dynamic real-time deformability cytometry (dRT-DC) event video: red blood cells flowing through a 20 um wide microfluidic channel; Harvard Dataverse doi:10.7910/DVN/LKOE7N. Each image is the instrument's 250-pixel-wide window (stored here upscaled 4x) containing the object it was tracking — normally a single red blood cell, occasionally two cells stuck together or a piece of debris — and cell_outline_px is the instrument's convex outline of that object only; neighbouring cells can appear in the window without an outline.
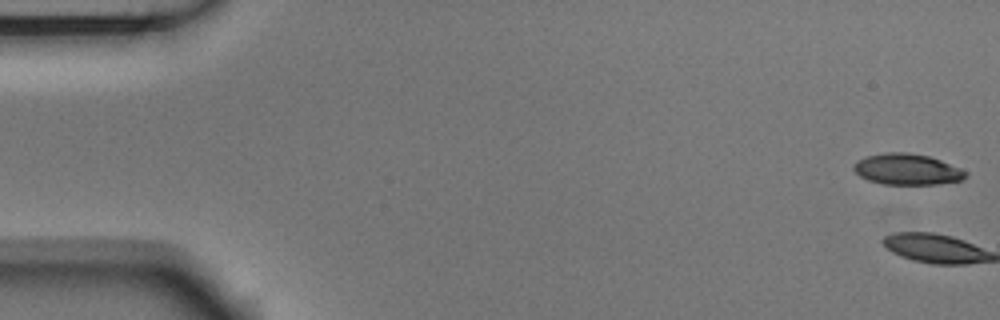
{"species": "Egyptian fruit bat (a non-hibernating species)", "species_latin": "Rousettus aegyptiacus", "temperature_condition": "room temperature", "stored_images_in_passage": 2, "camera_frame_rate_fps": 3000, "um_per_image_px": 0.085, "animal": {"sex": "male"}, "frame": {"image": 1, "passage_image": 1, "time_ms": 0.0, "image_size_px": [1000, 320], "cell_outline_px": [[968, 176], [960, 180], [936, 184], [884, 184], [868, 180], [860, 176], [852, 168], [852, 164], [868, 156], [884, 152], [908, 152], [928, 156], [940, 160], [968, 172]], "centroid_in_image_um": [77.09, 14.39], "position_along_channel_um": 7.9, "area_um2": 20.06}}